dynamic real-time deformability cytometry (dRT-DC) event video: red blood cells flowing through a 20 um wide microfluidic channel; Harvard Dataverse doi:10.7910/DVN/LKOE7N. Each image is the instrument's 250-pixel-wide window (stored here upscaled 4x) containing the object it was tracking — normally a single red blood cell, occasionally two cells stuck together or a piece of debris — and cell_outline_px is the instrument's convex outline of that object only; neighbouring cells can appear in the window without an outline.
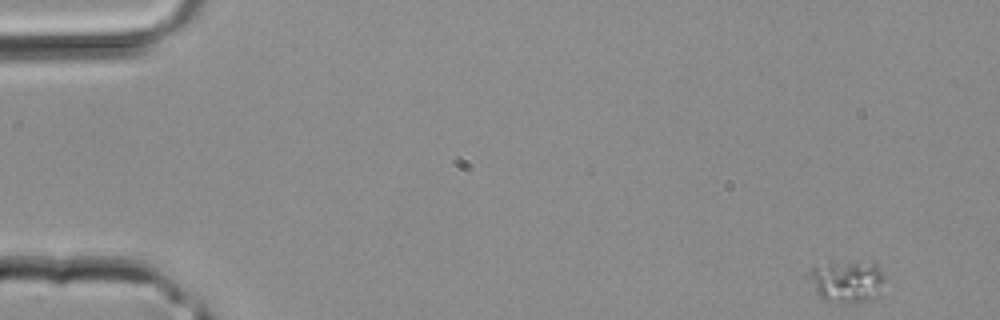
{"species": "common noctule bat (a hibernating species)", "species_latin": "Nyctalus noctula", "temperature_condition": "room temperature", "stored_images_in_passage": 40, "camera_frame_rate_fps": 3000, "um_per_image_px": 0.085, "animal": {"sex": "male", "body_mass_g": 20.4}, "frame": {"image": 1, "passage_image": 1, "time_ms": 0.0, "image_size_px": [1000, 320], "cell_outline_px": [[884, 296], [880, 300], [824, 300], [804, 280], [804, 276], [812, 268], [832, 264], [872, 260], [876, 260], [884, 276]], "centroid_in_image_um": [72.07, 23.9], "position_along_channel_um": 12.9, "area_um2": 19.02}}
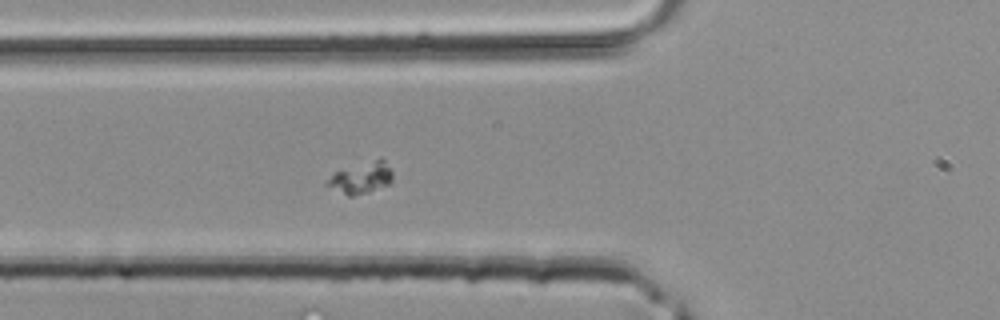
{"frame": {"image": 2, "passage_image": 14, "time_ms": 4.333, "image_size_px": [1000, 320], "cell_outline_px": [[392, 184], [356, 196], [348, 196], [324, 184], [336, 172], [380, 156], [384, 156], [392, 168]], "centroid_in_image_um": [30.81, 15.08], "position_along_channel_um": 95.0, "area_um2": 12.25}}
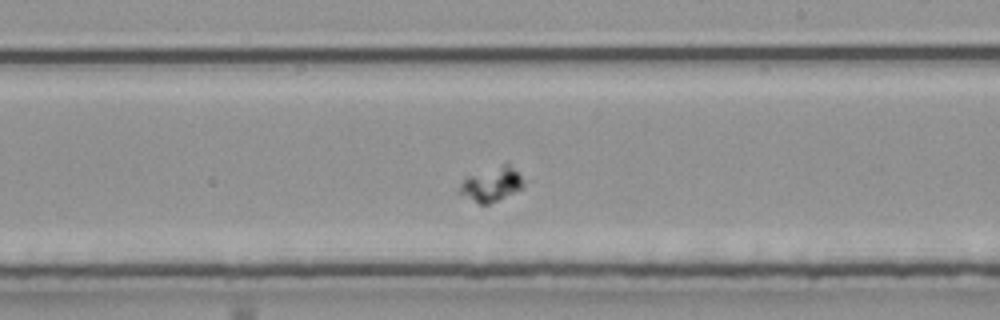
{"frame": {"image": 3, "passage_image": 23, "time_ms": 7.333, "image_size_px": [1000, 320], "cell_outline_px": [[532, 180], [520, 188], [488, 204], [480, 204], [460, 192], [460, 184], [468, 176], [508, 160]], "centroid_in_image_um": [41.97, 15.55], "position_along_channel_um": 247.0, "area_um2": 13.24}}